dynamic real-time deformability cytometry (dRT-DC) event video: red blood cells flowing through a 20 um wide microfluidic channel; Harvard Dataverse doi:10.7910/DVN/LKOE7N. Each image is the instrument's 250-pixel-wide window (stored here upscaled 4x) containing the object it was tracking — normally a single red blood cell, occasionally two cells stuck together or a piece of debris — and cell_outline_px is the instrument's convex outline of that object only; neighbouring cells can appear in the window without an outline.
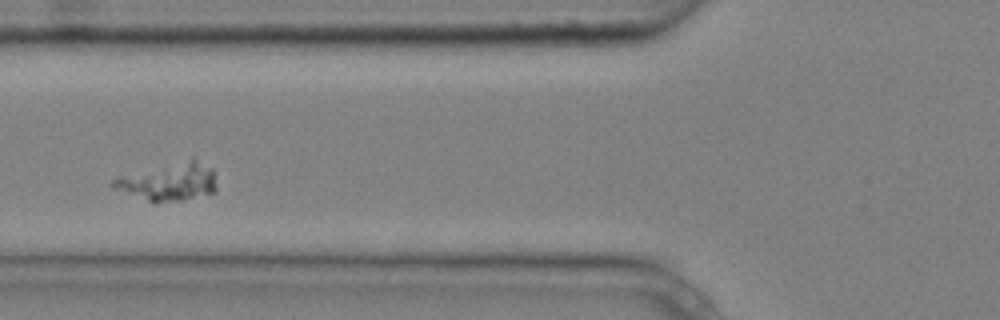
{"species": "common noctule bat (a hibernating species)", "species_latin": "Nyctalus noctula", "temperature_condition": "cold", "stored_images_in_passage": 3, "camera_frame_rate_fps": 3000, "um_per_image_px": 0.085, "animal": {"sex": "male", "body_mass_g": 20.4}, "frame": {"image": 1, "passage_image": 2, "time_ms": 0.333, "image_size_px": [1000, 320], "cell_outline_px": [[216, 192], [180, 200], [148, 200], [112, 188], [108, 184], [116, 176], [192, 156], [212, 168], [216, 188]], "centroid_in_image_um": [14.32, 15.37], "position_along_channel_um": 111.5, "area_um2": 22.95}}